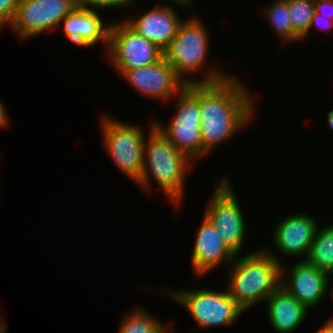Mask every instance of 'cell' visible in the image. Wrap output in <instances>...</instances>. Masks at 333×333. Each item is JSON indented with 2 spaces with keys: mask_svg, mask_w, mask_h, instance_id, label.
<instances>
[{
  "mask_svg": "<svg viewBox=\"0 0 333 333\" xmlns=\"http://www.w3.org/2000/svg\"><path fill=\"white\" fill-rule=\"evenodd\" d=\"M241 82L231 75L216 83H197L203 156L229 141L254 118L253 94Z\"/></svg>",
  "mask_w": 333,
  "mask_h": 333,
  "instance_id": "6da1fadb",
  "label": "cell"
},
{
  "mask_svg": "<svg viewBox=\"0 0 333 333\" xmlns=\"http://www.w3.org/2000/svg\"><path fill=\"white\" fill-rule=\"evenodd\" d=\"M149 126V134L143 150V169L136 183L144 190L151 188V179L158 189L167 196L170 203L182 205L184 200L187 169L193 162L186 154L179 151L154 125ZM152 177V178H151Z\"/></svg>",
  "mask_w": 333,
  "mask_h": 333,
  "instance_id": "7a4b0ae2",
  "label": "cell"
},
{
  "mask_svg": "<svg viewBox=\"0 0 333 333\" xmlns=\"http://www.w3.org/2000/svg\"><path fill=\"white\" fill-rule=\"evenodd\" d=\"M281 260L271 249H260L245 256L236 255L230 264V296L246 312L247 309L265 301L281 281Z\"/></svg>",
  "mask_w": 333,
  "mask_h": 333,
  "instance_id": "3957f363",
  "label": "cell"
},
{
  "mask_svg": "<svg viewBox=\"0 0 333 333\" xmlns=\"http://www.w3.org/2000/svg\"><path fill=\"white\" fill-rule=\"evenodd\" d=\"M209 36L210 34L201 18L192 15L181 22L176 36L164 51L165 59L186 84L216 83L231 76L215 68V66L206 69L203 79H196L193 76L198 71L200 73L204 69L205 64H207V54L210 48L209 40L211 39Z\"/></svg>",
  "mask_w": 333,
  "mask_h": 333,
  "instance_id": "277c9868",
  "label": "cell"
},
{
  "mask_svg": "<svg viewBox=\"0 0 333 333\" xmlns=\"http://www.w3.org/2000/svg\"><path fill=\"white\" fill-rule=\"evenodd\" d=\"M173 300L183 305L197 323V329L229 326L245 312L230 296L227 288L216 291L208 288L186 290L162 289ZM166 291V292H165Z\"/></svg>",
  "mask_w": 333,
  "mask_h": 333,
  "instance_id": "5b68a950",
  "label": "cell"
},
{
  "mask_svg": "<svg viewBox=\"0 0 333 333\" xmlns=\"http://www.w3.org/2000/svg\"><path fill=\"white\" fill-rule=\"evenodd\" d=\"M175 115L170 123L162 126L154 120L155 127L179 151L191 160L203 158V141L201 138V116L197 101V83L187 86L175 97Z\"/></svg>",
  "mask_w": 333,
  "mask_h": 333,
  "instance_id": "8992f818",
  "label": "cell"
},
{
  "mask_svg": "<svg viewBox=\"0 0 333 333\" xmlns=\"http://www.w3.org/2000/svg\"><path fill=\"white\" fill-rule=\"evenodd\" d=\"M102 117L100 126L105 151L118 169L137 183L143 169V150L146 140L143 128L119 122L109 114Z\"/></svg>",
  "mask_w": 333,
  "mask_h": 333,
  "instance_id": "52a82bcc",
  "label": "cell"
},
{
  "mask_svg": "<svg viewBox=\"0 0 333 333\" xmlns=\"http://www.w3.org/2000/svg\"><path fill=\"white\" fill-rule=\"evenodd\" d=\"M220 179L214 184L204 216L215 226L227 247L235 255H241L247 227L245 217L229 177Z\"/></svg>",
  "mask_w": 333,
  "mask_h": 333,
  "instance_id": "ba28073f",
  "label": "cell"
},
{
  "mask_svg": "<svg viewBox=\"0 0 333 333\" xmlns=\"http://www.w3.org/2000/svg\"><path fill=\"white\" fill-rule=\"evenodd\" d=\"M106 56L110 66L119 71L154 64L164 52L122 20L111 21Z\"/></svg>",
  "mask_w": 333,
  "mask_h": 333,
  "instance_id": "9c48e42d",
  "label": "cell"
},
{
  "mask_svg": "<svg viewBox=\"0 0 333 333\" xmlns=\"http://www.w3.org/2000/svg\"><path fill=\"white\" fill-rule=\"evenodd\" d=\"M76 7V0H20L10 27L27 40L60 28L62 20Z\"/></svg>",
  "mask_w": 333,
  "mask_h": 333,
  "instance_id": "30bf717a",
  "label": "cell"
},
{
  "mask_svg": "<svg viewBox=\"0 0 333 333\" xmlns=\"http://www.w3.org/2000/svg\"><path fill=\"white\" fill-rule=\"evenodd\" d=\"M120 74L140 95L160 101L176 97L186 86L185 81L163 56L154 64L132 70H119Z\"/></svg>",
  "mask_w": 333,
  "mask_h": 333,
  "instance_id": "8fae6325",
  "label": "cell"
},
{
  "mask_svg": "<svg viewBox=\"0 0 333 333\" xmlns=\"http://www.w3.org/2000/svg\"><path fill=\"white\" fill-rule=\"evenodd\" d=\"M281 265L280 285L307 309H313L328 292V274L306 260L296 262L288 271ZM290 272V273H289Z\"/></svg>",
  "mask_w": 333,
  "mask_h": 333,
  "instance_id": "7c38bea8",
  "label": "cell"
},
{
  "mask_svg": "<svg viewBox=\"0 0 333 333\" xmlns=\"http://www.w3.org/2000/svg\"><path fill=\"white\" fill-rule=\"evenodd\" d=\"M315 216L296 213L284 217L273 230V242L276 251L285 256L305 260L318 229ZM296 256V257H295Z\"/></svg>",
  "mask_w": 333,
  "mask_h": 333,
  "instance_id": "4fadbf2b",
  "label": "cell"
},
{
  "mask_svg": "<svg viewBox=\"0 0 333 333\" xmlns=\"http://www.w3.org/2000/svg\"><path fill=\"white\" fill-rule=\"evenodd\" d=\"M172 4H158L137 18H128L125 22L138 34L155 44L163 52L176 36L181 22Z\"/></svg>",
  "mask_w": 333,
  "mask_h": 333,
  "instance_id": "5bb4252c",
  "label": "cell"
},
{
  "mask_svg": "<svg viewBox=\"0 0 333 333\" xmlns=\"http://www.w3.org/2000/svg\"><path fill=\"white\" fill-rule=\"evenodd\" d=\"M199 227L196 231L191 262L195 275L201 277L221 264H231L236 255L227 247L215 226L205 216Z\"/></svg>",
  "mask_w": 333,
  "mask_h": 333,
  "instance_id": "9a60e30c",
  "label": "cell"
},
{
  "mask_svg": "<svg viewBox=\"0 0 333 333\" xmlns=\"http://www.w3.org/2000/svg\"><path fill=\"white\" fill-rule=\"evenodd\" d=\"M61 23L64 35L75 45L88 48L101 42L107 51L111 22L106 23L97 9L92 11L77 6Z\"/></svg>",
  "mask_w": 333,
  "mask_h": 333,
  "instance_id": "2e32d148",
  "label": "cell"
},
{
  "mask_svg": "<svg viewBox=\"0 0 333 333\" xmlns=\"http://www.w3.org/2000/svg\"><path fill=\"white\" fill-rule=\"evenodd\" d=\"M265 301L268 320L277 333H294L308 315V309L281 285Z\"/></svg>",
  "mask_w": 333,
  "mask_h": 333,
  "instance_id": "e0dca14e",
  "label": "cell"
},
{
  "mask_svg": "<svg viewBox=\"0 0 333 333\" xmlns=\"http://www.w3.org/2000/svg\"><path fill=\"white\" fill-rule=\"evenodd\" d=\"M305 260L327 274L333 272V224L318 227Z\"/></svg>",
  "mask_w": 333,
  "mask_h": 333,
  "instance_id": "ac0fdd59",
  "label": "cell"
},
{
  "mask_svg": "<svg viewBox=\"0 0 333 333\" xmlns=\"http://www.w3.org/2000/svg\"><path fill=\"white\" fill-rule=\"evenodd\" d=\"M266 19L282 43L301 42L302 38L293 30L290 20L288 0H275L265 8Z\"/></svg>",
  "mask_w": 333,
  "mask_h": 333,
  "instance_id": "d6986e66",
  "label": "cell"
},
{
  "mask_svg": "<svg viewBox=\"0 0 333 333\" xmlns=\"http://www.w3.org/2000/svg\"><path fill=\"white\" fill-rule=\"evenodd\" d=\"M134 308L123 316L118 333H166L169 325L160 322L143 308ZM167 325V326H164Z\"/></svg>",
  "mask_w": 333,
  "mask_h": 333,
  "instance_id": "ffe728a7",
  "label": "cell"
},
{
  "mask_svg": "<svg viewBox=\"0 0 333 333\" xmlns=\"http://www.w3.org/2000/svg\"><path fill=\"white\" fill-rule=\"evenodd\" d=\"M293 30L302 38L311 25L315 12L314 0H288Z\"/></svg>",
  "mask_w": 333,
  "mask_h": 333,
  "instance_id": "44dd1931",
  "label": "cell"
},
{
  "mask_svg": "<svg viewBox=\"0 0 333 333\" xmlns=\"http://www.w3.org/2000/svg\"><path fill=\"white\" fill-rule=\"evenodd\" d=\"M20 0H0V30L11 26Z\"/></svg>",
  "mask_w": 333,
  "mask_h": 333,
  "instance_id": "7402d4cb",
  "label": "cell"
},
{
  "mask_svg": "<svg viewBox=\"0 0 333 333\" xmlns=\"http://www.w3.org/2000/svg\"><path fill=\"white\" fill-rule=\"evenodd\" d=\"M314 26L321 30L324 29L328 31L329 29L333 28V20H331L330 17H325L314 12L309 31L302 37V41L307 38V35L310 33Z\"/></svg>",
  "mask_w": 333,
  "mask_h": 333,
  "instance_id": "603a6c76",
  "label": "cell"
},
{
  "mask_svg": "<svg viewBox=\"0 0 333 333\" xmlns=\"http://www.w3.org/2000/svg\"><path fill=\"white\" fill-rule=\"evenodd\" d=\"M315 12L333 20V0H314Z\"/></svg>",
  "mask_w": 333,
  "mask_h": 333,
  "instance_id": "cb8c5ba5",
  "label": "cell"
},
{
  "mask_svg": "<svg viewBox=\"0 0 333 333\" xmlns=\"http://www.w3.org/2000/svg\"><path fill=\"white\" fill-rule=\"evenodd\" d=\"M77 6H81L83 8L94 10L98 9H110L111 8V0H76ZM94 8V9H93Z\"/></svg>",
  "mask_w": 333,
  "mask_h": 333,
  "instance_id": "d4e9b609",
  "label": "cell"
},
{
  "mask_svg": "<svg viewBox=\"0 0 333 333\" xmlns=\"http://www.w3.org/2000/svg\"><path fill=\"white\" fill-rule=\"evenodd\" d=\"M136 0H111V8H123L121 10H127L132 8L135 4ZM133 4V5H132ZM131 5V6H130Z\"/></svg>",
  "mask_w": 333,
  "mask_h": 333,
  "instance_id": "484cf974",
  "label": "cell"
},
{
  "mask_svg": "<svg viewBox=\"0 0 333 333\" xmlns=\"http://www.w3.org/2000/svg\"><path fill=\"white\" fill-rule=\"evenodd\" d=\"M4 104L0 101V129L6 128L10 125L9 117Z\"/></svg>",
  "mask_w": 333,
  "mask_h": 333,
  "instance_id": "4316f807",
  "label": "cell"
},
{
  "mask_svg": "<svg viewBox=\"0 0 333 333\" xmlns=\"http://www.w3.org/2000/svg\"><path fill=\"white\" fill-rule=\"evenodd\" d=\"M168 2H172V4H177L176 6L178 7H183L184 9L187 10L188 13V9L191 10V8H193V4L195 2V0H167ZM191 7V8H190Z\"/></svg>",
  "mask_w": 333,
  "mask_h": 333,
  "instance_id": "83f0119b",
  "label": "cell"
},
{
  "mask_svg": "<svg viewBox=\"0 0 333 333\" xmlns=\"http://www.w3.org/2000/svg\"><path fill=\"white\" fill-rule=\"evenodd\" d=\"M316 333H333V317L325 321V324L316 331Z\"/></svg>",
  "mask_w": 333,
  "mask_h": 333,
  "instance_id": "f1b7e54d",
  "label": "cell"
},
{
  "mask_svg": "<svg viewBox=\"0 0 333 333\" xmlns=\"http://www.w3.org/2000/svg\"><path fill=\"white\" fill-rule=\"evenodd\" d=\"M327 122L329 129L333 131V109L330 110L327 114Z\"/></svg>",
  "mask_w": 333,
  "mask_h": 333,
  "instance_id": "f546056e",
  "label": "cell"
},
{
  "mask_svg": "<svg viewBox=\"0 0 333 333\" xmlns=\"http://www.w3.org/2000/svg\"><path fill=\"white\" fill-rule=\"evenodd\" d=\"M0 333H8L7 325L5 324V320L3 321V319L1 318V315H0Z\"/></svg>",
  "mask_w": 333,
  "mask_h": 333,
  "instance_id": "4dcf8cb0",
  "label": "cell"
},
{
  "mask_svg": "<svg viewBox=\"0 0 333 333\" xmlns=\"http://www.w3.org/2000/svg\"><path fill=\"white\" fill-rule=\"evenodd\" d=\"M332 275H333V272H330L329 274H328V291L330 292V286H331V278H332ZM331 277V278H330ZM332 287H333V285H332ZM332 291L330 292V293H328V294H331L330 296H332L331 298H332V300H333V288L331 289Z\"/></svg>",
  "mask_w": 333,
  "mask_h": 333,
  "instance_id": "1f68e13d",
  "label": "cell"
},
{
  "mask_svg": "<svg viewBox=\"0 0 333 333\" xmlns=\"http://www.w3.org/2000/svg\"><path fill=\"white\" fill-rule=\"evenodd\" d=\"M170 330H171V328H170V329H168L166 333H173V332H172V331H170Z\"/></svg>",
  "mask_w": 333,
  "mask_h": 333,
  "instance_id": "d6a6232c",
  "label": "cell"
}]
</instances>
